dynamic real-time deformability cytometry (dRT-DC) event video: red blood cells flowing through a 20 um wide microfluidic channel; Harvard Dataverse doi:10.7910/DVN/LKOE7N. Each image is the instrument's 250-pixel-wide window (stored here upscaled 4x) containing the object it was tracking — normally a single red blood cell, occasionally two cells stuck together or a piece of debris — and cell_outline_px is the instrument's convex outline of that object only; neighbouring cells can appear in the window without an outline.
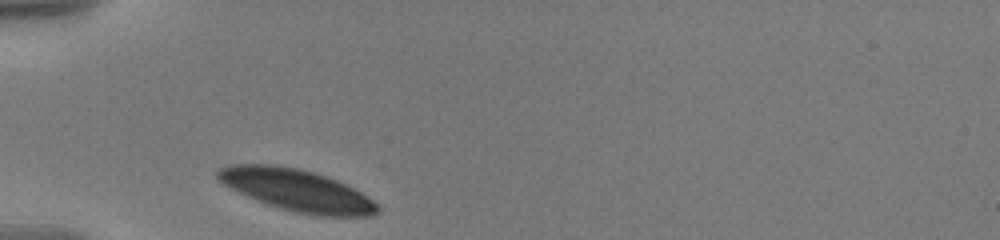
{"species": "human", "species_latin": "Homo sapiens", "temperature_condition": "warm", "stored_images_in_passage": 11, "camera_frame_rate_fps": 3000, "um_per_image_px": 0.085, "donor": {"sex": "male"}, "frame": {"image": 1, "passage_image": 1, "time_ms": 0.0, "image_size_px": [1000, 240], "cell_outline_px": [[380, 212], [372, 216], [316, 216], [292, 212], [268, 204], [248, 196], [224, 184], [216, 176], [216, 168], [228, 164], [276, 164], [300, 168], [336, 180], [360, 192], [372, 200], [380, 208]], "centroid_in_image_um": [25.22, 16.16], "position_along_channel_um": 59.8, "area_um2": 38.84}}
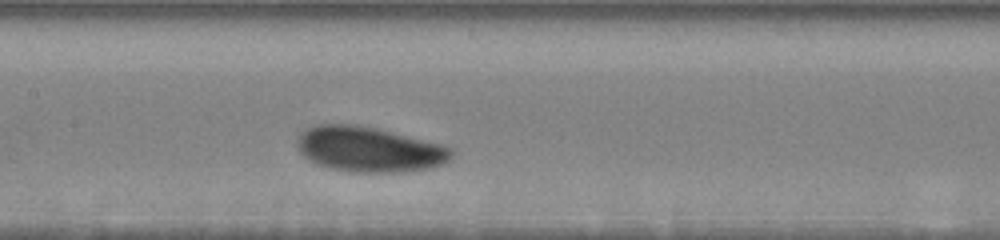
{"frame": {"image": 2, "passage_image": 7, "time_ms": 3.667, "image_size_px": [1000, 240], "cell_outline_px": [[452, 156], [448, 160], [432, 168], [400, 172], [348, 172], [316, 164], [308, 160], [296, 148], [296, 136], [304, 128], [312, 124], [356, 124], [376, 128], [440, 144], [452, 148]], "centroid_in_image_um": [31.28, 12.68], "position_along_channel_um": 176.1, "area_um2": 40.92}}
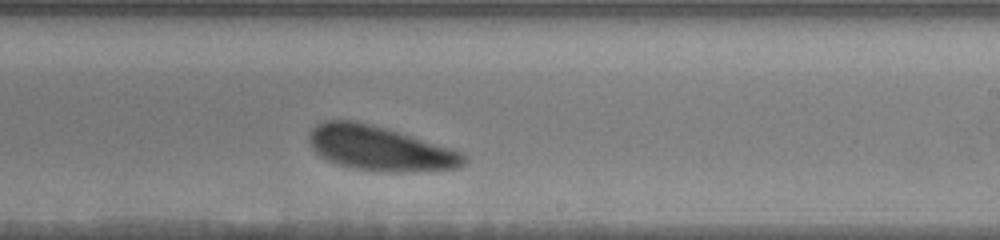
{"frame": {"image": 3, "passage_image": 10, "time_ms": 6.0, "image_size_px": [1000, 240], "cell_outline_px": [[468, 160], [460, 168], [420, 172], [376, 172], [352, 168], [328, 160], [320, 156], [312, 148], [308, 140], [308, 136], [312, 128], [316, 124], [324, 120], [356, 120], [384, 128], [448, 148], [460, 152], [468, 156]], "centroid_in_image_um": [32.27, 12.63], "position_along_channel_um": 256.7, "area_um2": 40.23}}